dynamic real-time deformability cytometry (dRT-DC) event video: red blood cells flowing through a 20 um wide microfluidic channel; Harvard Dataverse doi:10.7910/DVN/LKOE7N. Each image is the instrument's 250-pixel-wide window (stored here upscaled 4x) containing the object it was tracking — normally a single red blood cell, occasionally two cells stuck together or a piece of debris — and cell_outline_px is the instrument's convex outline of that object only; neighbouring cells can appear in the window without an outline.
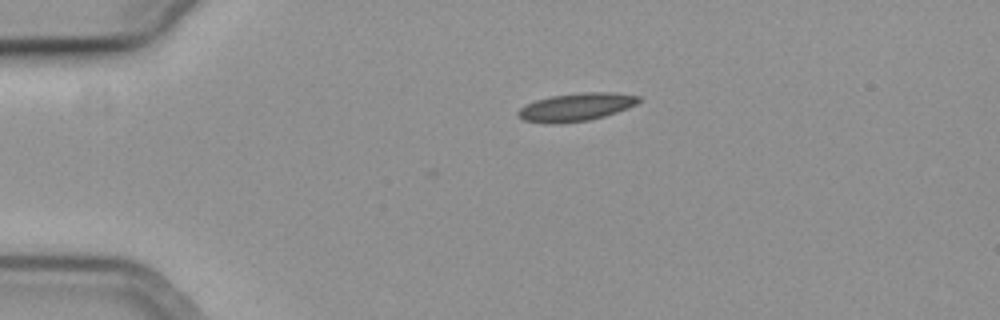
{"species": "common noctule bat (a hibernating species)", "species_latin": "Nyctalus noctula", "temperature_condition": "cold", "stored_images_in_passage": 4, "camera_frame_rate_fps": 3000, "um_per_image_px": 0.085, "animal": {"sex": "female", "body_mass_g": 19.3, "forearm_length_mm": 54.1}, "frame": {"image": 1, "passage_image": 1, "time_ms": 0.0, "image_size_px": [1000, 320], "cell_outline_px": [[640, 100], [636, 104], [628, 108], [604, 116], [588, 120], [556, 124], [544, 124], [524, 120], [516, 112], [520, 108], [536, 100], [552, 96], [580, 92], [616, 92], [640, 96]], "centroid_in_image_um": [48.98, 9.1], "position_along_channel_um": 36.0, "area_um2": 19.65}}